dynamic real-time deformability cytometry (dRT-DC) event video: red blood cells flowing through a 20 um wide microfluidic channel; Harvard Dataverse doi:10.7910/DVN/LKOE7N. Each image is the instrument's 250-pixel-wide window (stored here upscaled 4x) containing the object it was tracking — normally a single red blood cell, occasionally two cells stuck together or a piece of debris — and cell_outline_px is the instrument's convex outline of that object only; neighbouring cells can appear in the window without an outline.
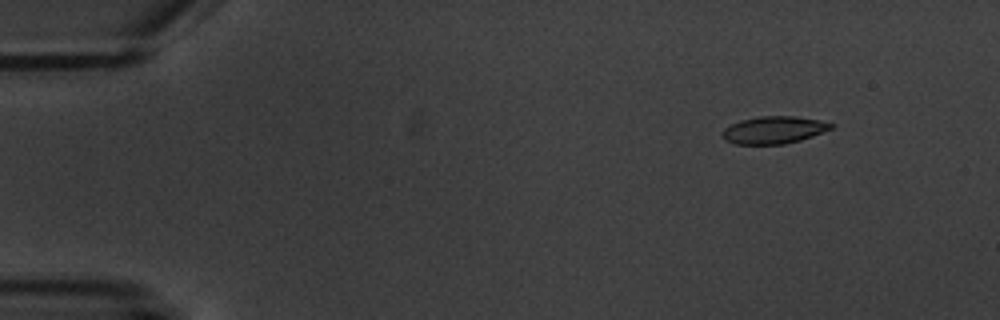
{"species": "common noctule bat (a hibernating species)", "species_latin": "Nyctalus noctula", "temperature_condition": "warm", "stored_images_in_passage": 5, "camera_frame_rate_fps": 3000, "um_per_image_px": 0.085, "animal": {"sex": "male", "body_mass_g": 20.1, "forearm_length_mm": 53.5}, "frame": {"image": 1, "passage_image": 2, "time_ms": 1.0, "image_size_px": [1000, 320], "cell_outline_px": [[836, 124], [832, 128], [812, 136], [800, 140], [784, 144], [736, 144], [724, 140], [724, 128], [740, 120], [760, 116], [796, 116], [820, 120]], "centroid_in_image_um": [65.8, 11.04], "position_along_channel_um": 19.2, "area_um2": 17.22}}